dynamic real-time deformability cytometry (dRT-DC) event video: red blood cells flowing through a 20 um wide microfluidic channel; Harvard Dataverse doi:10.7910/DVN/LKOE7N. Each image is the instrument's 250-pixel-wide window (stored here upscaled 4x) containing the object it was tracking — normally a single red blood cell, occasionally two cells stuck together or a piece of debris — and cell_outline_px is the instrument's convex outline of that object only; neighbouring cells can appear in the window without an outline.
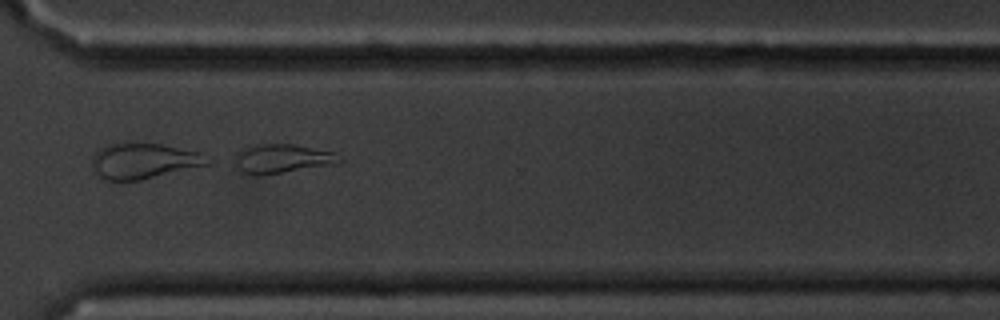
{"species": "common noctule bat (a hibernating species)", "species_latin": "Nyctalus noctula", "temperature_condition": "cold", "stored_images_in_passage": 38, "camera_frame_rate_fps": 3000, "um_per_image_px": 0.085, "animal": {"sex": "male", "body_mass_g": 20.1, "forearm_length_mm": 53.5}, "frame": {"image": 1, "passage_image": 27, "time_ms": 8.667, "image_size_px": [1000, 320], "cell_outline_px": [[344, 160], [336, 164], [256, 176], [244, 172], [240, 168], [236, 156], [236, 152], [244, 148], [264, 144], [292, 144], [332, 152]], "centroid_in_image_um": [24.03, 13.49], "position_along_channel_um": 346.6, "area_um2": 17.11}}